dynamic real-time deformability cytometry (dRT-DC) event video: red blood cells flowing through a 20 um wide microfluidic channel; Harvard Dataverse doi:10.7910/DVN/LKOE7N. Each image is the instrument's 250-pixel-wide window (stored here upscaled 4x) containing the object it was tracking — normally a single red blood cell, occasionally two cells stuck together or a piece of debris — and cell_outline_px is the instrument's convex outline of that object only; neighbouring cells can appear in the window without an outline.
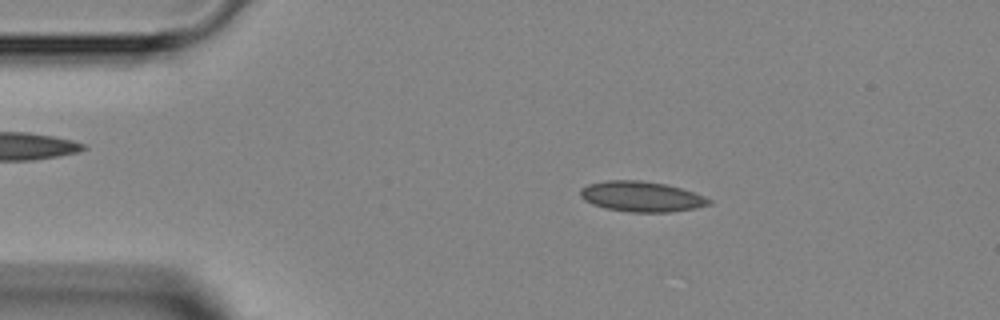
{"species": "Egyptian fruit bat (a non-hibernating species)", "species_latin": "Rousettus aegyptiacus", "temperature_condition": "room temperature", "stored_images_in_passage": 45, "camera_frame_rate_fps": 3000, "um_per_image_px": 0.085, "animal": {"sex": "female"}, "frame": {"image": 1, "passage_image": 7, "time_ms": 2.0, "image_size_px": [1000, 320], "cell_outline_px": [[712, 204], [696, 208], [668, 212], [628, 212], [604, 208], [592, 204], [584, 200], [580, 196], [580, 188], [588, 184], [604, 180], [640, 180], [664, 184], [680, 188], [704, 196], [712, 200]], "centroid_in_image_um": [54.49, 16.71], "position_along_channel_um": 30.5, "area_um2": 22.83}}
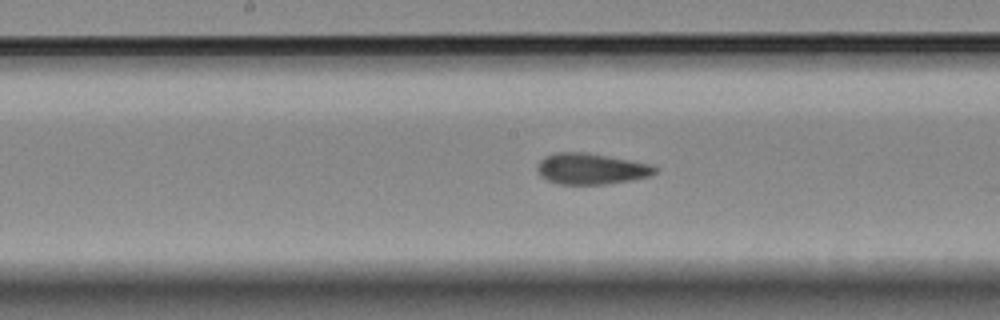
{"frame": {"image": 2, "passage_image": 22, "time_ms": 7.0, "image_size_px": [1000, 320], "cell_outline_px": [[656, 172], [648, 176], [632, 180], [608, 184], [556, 184], [540, 176], [536, 172], [536, 168], [540, 160], [544, 156], [556, 152], [584, 152], [652, 164], [656, 168]], "centroid_in_image_um": [50.19, 14.35], "position_along_channel_um": 198.0, "area_um2": 21.33}}
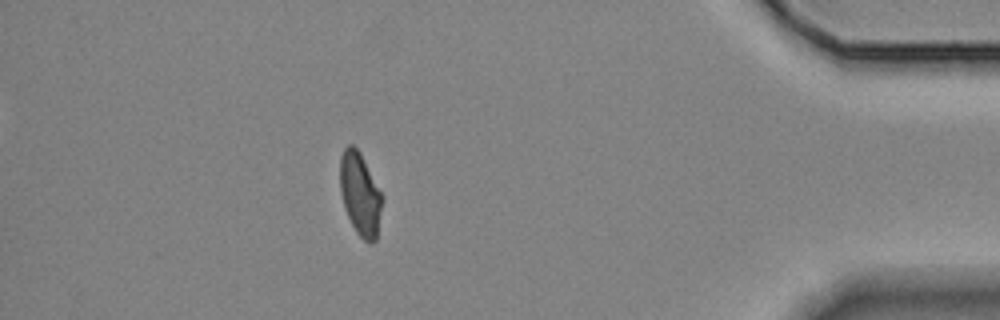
{"frame": {"image": 3, "passage_image": 40, "time_ms": 13.0, "image_size_px": [1000, 320], "cell_outline_px": [[384, 200], [376, 240], [372, 244], [368, 244], [356, 232], [344, 208], [340, 192], [340, 156], [344, 148], [348, 144], [352, 144], [360, 152], [384, 196]], "centroid_in_image_um": [30.63, 16.51], "position_along_channel_um": 404.6, "area_um2": 20.75}}